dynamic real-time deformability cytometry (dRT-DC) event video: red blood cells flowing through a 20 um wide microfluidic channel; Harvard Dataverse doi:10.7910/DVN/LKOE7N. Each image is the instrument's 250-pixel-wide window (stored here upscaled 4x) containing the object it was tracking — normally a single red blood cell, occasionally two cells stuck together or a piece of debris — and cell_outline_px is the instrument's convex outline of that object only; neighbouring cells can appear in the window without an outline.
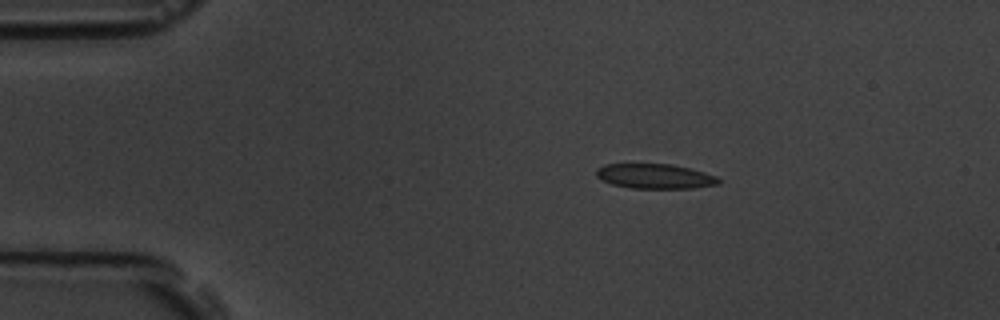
{"species": "common noctule bat (a hibernating species)", "species_latin": "Nyctalus noctula", "temperature_condition": "room temperature", "stored_images_in_passage": 2, "camera_frame_rate_fps": 3000, "um_per_image_px": 0.085, "animal": {"sex": "male", "body_mass_g": 19.5, "forearm_length_mm": 54.6}, "frame": {"image": 1, "passage_image": 1, "time_ms": 0.0, "image_size_px": [1000, 320], "cell_outline_px": [[720, 184], [692, 188], [632, 188], [612, 184], [600, 180], [596, 176], [596, 168], [604, 164], [672, 164], [704, 172], [716, 176], [720, 180]], "centroid_in_image_um": [55.64, 14.98], "position_along_channel_um": 29.4, "area_um2": 17.69}}